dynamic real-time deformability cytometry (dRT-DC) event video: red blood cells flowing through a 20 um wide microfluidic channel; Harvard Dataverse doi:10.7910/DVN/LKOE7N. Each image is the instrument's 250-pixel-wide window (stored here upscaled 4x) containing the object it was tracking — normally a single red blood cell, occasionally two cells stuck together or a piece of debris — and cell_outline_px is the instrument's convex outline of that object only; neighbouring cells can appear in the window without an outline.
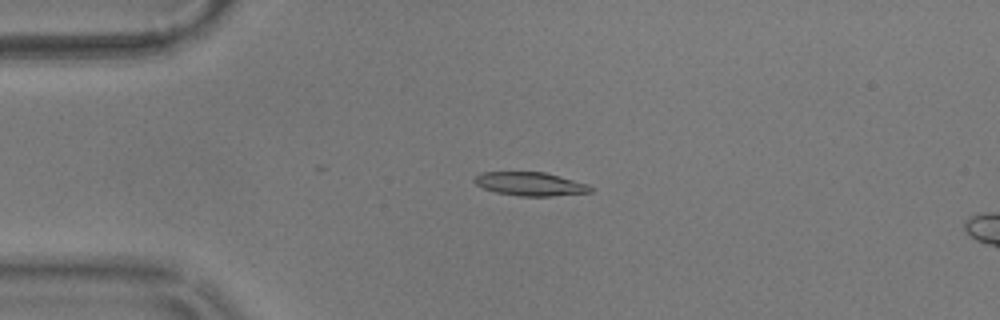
{"species": "common noctule bat (a hibernating species)", "species_latin": "Nyctalus noctula", "temperature_condition": "warm", "stored_images_in_passage": 31, "camera_frame_rate_fps": 3000, "um_per_image_px": 0.085, "animal": {"sex": "male", "body_mass_g": 17.9}, "frame": {"image": 1, "passage_image": 1, "time_ms": 0.0, "image_size_px": [1000, 320], "cell_outline_px": [[592, 192], [552, 196], [520, 196], [496, 192], [484, 188], [476, 184], [472, 180], [480, 172], [544, 172], [560, 176], [588, 184], [592, 188]], "centroid_in_image_um": [45.07, 15.63], "position_along_channel_um": 39.9, "area_um2": 15.9}, "authors_computed_cell_mechanics": {"area_um2": 15.9528, "velocity_mm_per_s": 3.5653, "shape_relaxation_time_tau1_ms": 4.6196, "shape_relaxation_time_tau2_ms": 4.7707, "deformation_change_tau1": 0.193, "deformation_change_tau2": 0.1299}}